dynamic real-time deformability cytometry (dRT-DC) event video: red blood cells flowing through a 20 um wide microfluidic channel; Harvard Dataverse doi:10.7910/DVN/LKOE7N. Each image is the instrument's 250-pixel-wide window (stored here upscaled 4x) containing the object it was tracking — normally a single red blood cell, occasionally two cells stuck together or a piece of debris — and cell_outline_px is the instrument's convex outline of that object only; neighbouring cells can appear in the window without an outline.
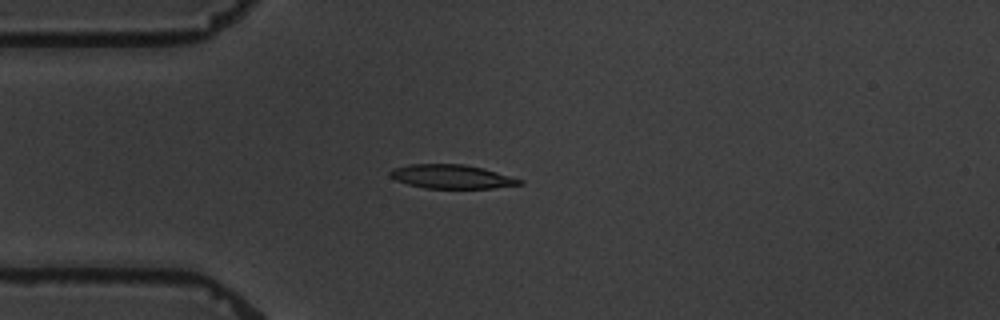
{"species": "common noctule bat (a hibernating species)", "species_latin": "Nyctalus noctula", "temperature_condition": "warm", "stored_images_in_passage": 5, "camera_frame_rate_fps": 3000, "um_per_image_px": 0.085, "animal": {"sex": "male", "body_mass_g": 19.5, "forearm_length_mm": 54.6}, "frame": {"image": 1, "passage_image": 5, "time_ms": 4.667, "image_size_px": [1000, 320], "cell_outline_px": [[524, 184], [492, 188], [424, 188], [408, 184], [396, 180], [388, 176], [388, 172], [392, 168], [412, 164], [464, 164], [484, 168], [524, 180]], "centroid_in_image_um": [38.39, 15.01], "position_along_channel_um": 46.6, "area_um2": 18.15}}